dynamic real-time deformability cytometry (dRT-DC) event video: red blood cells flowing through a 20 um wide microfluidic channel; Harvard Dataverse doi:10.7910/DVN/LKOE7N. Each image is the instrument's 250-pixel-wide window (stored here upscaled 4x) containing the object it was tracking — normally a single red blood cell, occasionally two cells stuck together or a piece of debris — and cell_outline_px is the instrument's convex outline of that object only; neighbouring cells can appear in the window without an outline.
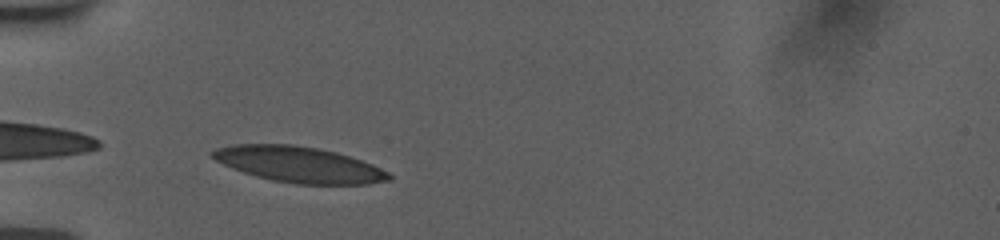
{"species": "human", "species_latin": "Homo sapiens", "temperature_condition": "room temperature", "stored_images_in_passage": 38, "camera_frame_rate_fps": 3000, "um_per_image_px": 0.085, "donor": {"sex": "female"}, "frame": {"image": 1, "passage_image": 1, "time_ms": 0.0, "image_size_px": [1000, 240], "cell_outline_px": [[392, 180], [368, 184], [296, 184], [272, 180], [256, 176], [232, 168], [216, 160], [208, 152], [216, 148], [232, 144], [292, 144], [316, 148], [336, 152], [372, 164], [388, 172], [392, 176]], "centroid_in_image_um": [25.4, 13.98], "position_along_channel_um": 59.6, "area_um2": 36.7}}
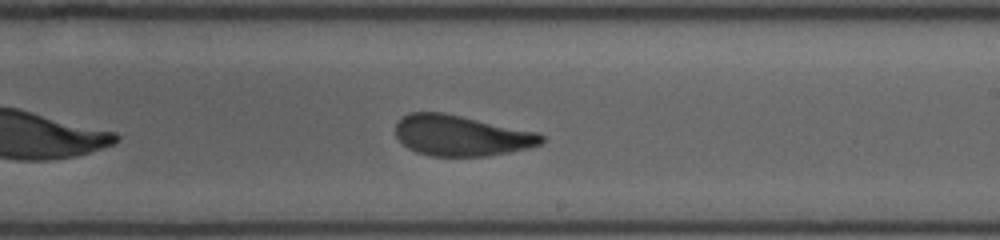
{"frame": {"image": 2, "passage_image": 17, "time_ms": 5.333, "image_size_px": [1000, 240], "cell_outline_px": [[544, 140], [540, 144], [528, 148], [488, 156], [432, 156], [416, 152], [408, 148], [396, 136], [396, 124], [408, 112], [440, 112], [540, 132], [544, 136]], "centroid_in_image_um": [39.22, 11.53], "position_along_channel_um": 249.8, "area_um2": 34.45}}
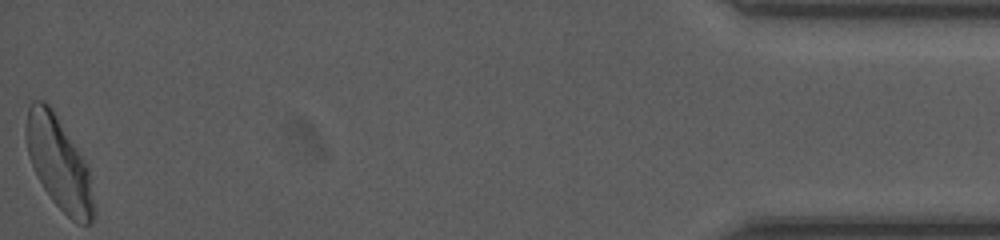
{"frame": {"image": 3, "passage_image": 38, "time_ms": 12.333, "image_size_px": [1000, 240], "cell_outline_px": [[96, 216], [92, 224], [76, 224], [52, 200], [44, 188], [28, 156], [24, 128], [28, 108], [32, 100], [44, 100], [52, 108], [88, 164], [96, 208]], "centroid_in_image_um": [5.04, 13.9], "position_along_channel_um": 430.2, "area_um2": 36.99}, "authors_computed_cell_mechanics": {"area_um2": 35.4892, "velocity_mm_per_s": 3.7529, "shape_relaxation_time_tau1_ms": 4.1135, "shape_relaxation_time_tau2_ms": 1.115, "deformation_change_tau1": 0.1657, "deformation_change_tau2": 0.0857}}